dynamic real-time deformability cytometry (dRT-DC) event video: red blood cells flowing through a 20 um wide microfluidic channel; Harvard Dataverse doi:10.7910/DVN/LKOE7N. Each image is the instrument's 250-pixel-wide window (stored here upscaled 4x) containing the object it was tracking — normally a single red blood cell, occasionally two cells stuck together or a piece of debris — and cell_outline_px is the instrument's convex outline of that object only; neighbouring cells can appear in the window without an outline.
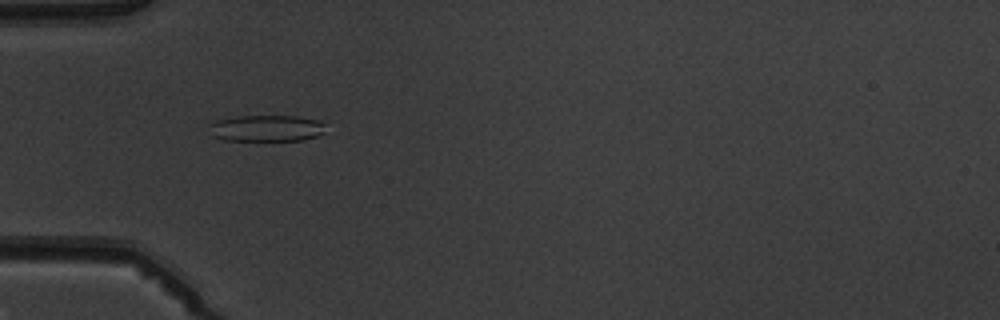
{"species": "common noctule bat (a hibernating species)", "species_latin": "Nyctalus noctula", "temperature_condition": "warm", "stored_images_in_passage": 2, "camera_frame_rate_fps": 3000, "um_per_image_px": 0.085, "animal": {"sex": "male", "body_mass_g": 19.5, "forearm_length_mm": 54.6}, "frame": {"image": 1, "passage_image": 2, "time_ms": 1.0, "image_size_px": [1000, 320], "cell_outline_px": [[324, 132], [316, 136], [304, 140], [224, 140], [212, 136], [208, 124], [216, 120], [236, 116], [296, 116], [320, 120], [324, 124]], "centroid_in_image_um": [22.63, 10.89], "position_along_channel_um": 62.4, "area_um2": 17.98}}